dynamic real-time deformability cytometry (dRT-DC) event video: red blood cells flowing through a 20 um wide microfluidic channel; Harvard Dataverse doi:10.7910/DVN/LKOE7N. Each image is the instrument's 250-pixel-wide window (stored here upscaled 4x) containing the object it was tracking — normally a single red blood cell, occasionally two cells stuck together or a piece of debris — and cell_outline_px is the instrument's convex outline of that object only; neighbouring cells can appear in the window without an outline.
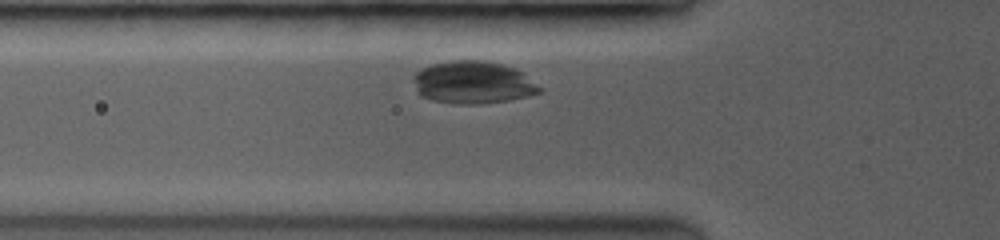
{"species": "common noctule bat (a hibernating species)", "species_latin": "Nyctalus noctula", "temperature_condition": "room temperature", "stored_images_in_passage": 31, "camera_frame_rate_fps": 3500, "um_per_image_px": 0.085, "animal": {"sex": "female", "body_mass_g": 19.0, "forearm_length_mm": 53.3}, "frame": {"image": 1, "passage_image": 5, "time_ms": 1.143, "image_size_px": [1000, 240], "cell_outline_px": [[540, 92], [528, 96], [508, 100], [476, 104], [460, 104], [432, 100], [424, 96], [420, 92], [412, 80], [412, 76], [420, 68], [432, 64], [452, 60], [480, 60], [504, 64], [516, 68], [524, 72], [540, 88]], "centroid_in_image_um": [40.21, 6.99], "position_along_channel_um": 85.6, "area_um2": 31.15}}
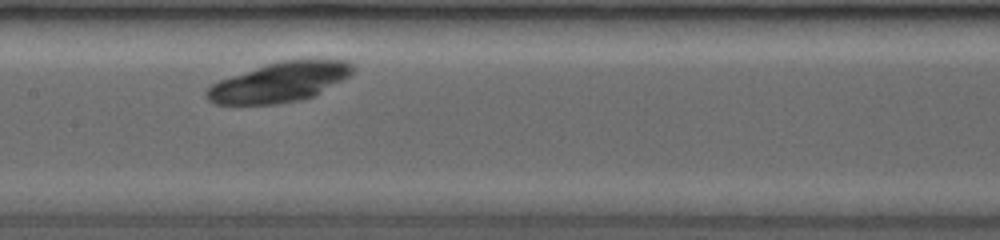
{"frame": {"image": 2, "passage_image": 12, "time_ms": 3.714, "image_size_px": [1000, 240], "cell_outline_px": [[356, 68], [348, 76], [312, 96], [296, 100], [272, 104], [216, 104], [208, 96], [208, 88], [212, 84], [220, 80], [264, 64], [280, 60], [348, 60], [356, 64]], "centroid_in_image_um": [23.8, 6.95], "position_along_channel_um": 183.6, "area_um2": 33.06}}
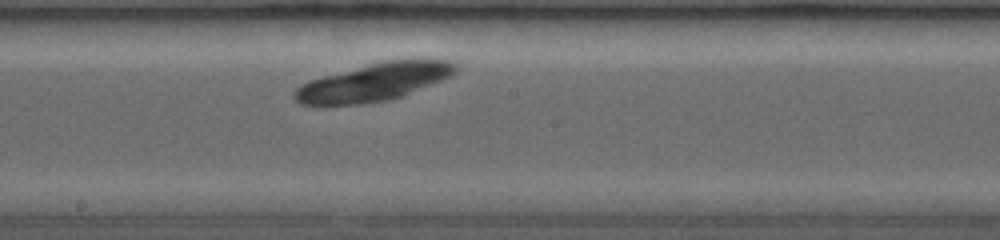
{"frame": {"image": 3, "passage_image": 15, "time_ms": 4.571, "image_size_px": [1000, 240], "cell_outline_px": [[460, 68], [452, 76], [400, 96], [384, 100], [352, 104], [304, 104], [296, 100], [296, 88], [312, 80], [324, 76], [384, 60], [412, 56], [428, 56], [448, 60], [456, 64]], "centroid_in_image_um": [31.99, 6.89], "position_along_channel_um": 216.2, "area_um2": 35.32}}